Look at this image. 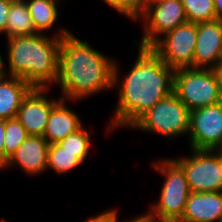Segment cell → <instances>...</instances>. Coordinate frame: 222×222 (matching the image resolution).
I'll use <instances>...</instances> for the list:
<instances>
[{"label":"cell","mask_w":222,"mask_h":222,"mask_svg":"<svg viewBox=\"0 0 222 222\" xmlns=\"http://www.w3.org/2000/svg\"><path fill=\"white\" fill-rule=\"evenodd\" d=\"M137 47L136 61L122 78L114 62L113 88L118 87L119 94L106 129L111 132L131 127L159 101L174 93L176 70L167 66L150 47Z\"/></svg>","instance_id":"6da1fadb"},{"label":"cell","mask_w":222,"mask_h":222,"mask_svg":"<svg viewBox=\"0 0 222 222\" xmlns=\"http://www.w3.org/2000/svg\"><path fill=\"white\" fill-rule=\"evenodd\" d=\"M114 59L80 40L72 32L63 36L59 50L58 78L62 99L79 101L112 90Z\"/></svg>","instance_id":"7a4b0ae2"},{"label":"cell","mask_w":222,"mask_h":222,"mask_svg":"<svg viewBox=\"0 0 222 222\" xmlns=\"http://www.w3.org/2000/svg\"><path fill=\"white\" fill-rule=\"evenodd\" d=\"M59 29L52 36L37 33L7 38L8 67L4 62L3 74L21 78L33 88H50L55 84L61 40L71 32L63 27Z\"/></svg>","instance_id":"3957f363"},{"label":"cell","mask_w":222,"mask_h":222,"mask_svg":"<svg viewBox=\"0 0 222 222\" xmlns=\"http://www.w3.org/2000/svg\"><path fill=\"white\" fill-rule=\"evenodd\" d=\"M174 93L190 111L220 103V75L216 69H176Z\"/></svg>","instance_id":"277c9868"},{"label":"cell","mask_w":222,"mask_h":222,"mask_svg":"<svg viewBox=\"0 0 222 222\" xmlns=\"http://www.w3.org/2000/svg\"><path fill=\"white\" fill-rule=\"evenodd\" d=\"M153 162L152 166L164 176L159 200L150 206V212L159 220L179 221L184 213L191 191L183 168L172 158Z\"/></svg>","instance_id":"5b68a950"},{"label":"cell","mask_w":222,"mask_h":222,"mask_svg":"<svg viewBox=\"0 0 222 222\" xmlns=\"http://www.w3.org/2000/svg\"><path fill=\"white\" fill-rule=\"evenodd\" d=\"M190 119L191 111L173 93L144 113L130 128L174 139L185 134L188 136Z\"/></svg>","instance_id":"8992f818"},{"label":"cell","mask_w":222,"mask_h":222,"mask_svg":"<svg viewBox=\"0 0 222 222\" xmlns=\"http://www.w3.org/2000/svg\"><path fill=\"white\" fill-rule=\"evenodd\" d=\"M191 156L173 158L184 170L191 192L222 191V153L193 150Z\"/></svg>","instance_id":"52a82bcc"},{"label":"cell","mask_w":222,"mask_h":222,"mask_svg":"<svg viewBox=\"0 0 222 222\" xmlns=\"http://www.w3.org/2000/svg\"><path fill=\"white\" fill-rule=\"evenodd\" d=\"M137 20L144 25L138 44L142 47H151L166 33L188 22L182 0H150Z\"/></svg>","instance_id":"ba28073f"},{"label":"cell","mask_w":222,"mask_h":222,"mask_svg":"<svg viewBox=\"0 0 222 222\" xmlns=\"http://www.w3.org/2000/svg\"><path fill=\"white\" fill-rule=\"evenodd\" d=\"M197 23L186 22L159 38L150 48L170 68H193Z\"/></svg>","instance_id":"9c48e42d"},{"label":"cell","mask_w":222,"mask_h":222,"mask_svg":"<svg viewBox=\"0 0 222 222\" xmlns=\"http://www.w3.org/2000/svg\"><path fill=\"white\" fill-rule=\"evenodd\" d=\"M190 150L219 151L222 147V102L191 111Z\"/></svg>","instance_id":"30bf717a"},{"label":"cell","mask_w":222,"mask_h":222,"mask_svg":"<svg viewBox=\"0 0 222 222\" xmlns=\"http://www.w3.org/2000/svg\"><path fill=\"white\" fill-rule=\"evenodd\" d=\"M50 88H33L23 99L16 119L22 124L28 135H44L52 107L59 101L47 98Z\"/></svg>","instance_id":"8fae6325"},{"label":"cell","mask_w":222,"mask_h":222,"mask_svg":"<svg viewBox=\"0 0 222 222\" xmlns=\"http://www.w3.org/2000/svg\"><path fill=\"white\" fill-rule=\"evenodd\" d=\"M222 62V21L197 23L193 68L218 69Z\"/></svg>","instance_id":"7c38bea8"},{"label":"cell","mask_w":222,"mask_h":222,"mask_svg":"<svg viewBox=\"0 0 222 222\" xmlns=\"http://www.w3.org/2000/svg\"><path fill=\"white\" fill-rule=\"evenodd\" d=\"M50 144L42 136L29 135L11 154L5 167H19L26 175L34 176L47 171L48 150Z\"/></svg>","instance_id":"4fadbf2b"},{"label":"cell","mask_w":222,"mask_h":222,"mask_svg":"<svg viewBox=\"0 0 222 222\" xmlns=\"http://www.w3.org/2000/svg\"><path fill=\"white\" fill-rule=\"evenodd\" d=\"M178 222H222V191L191 192Z\"/></svg>","instance_id":"5bb4252c"},{"label":"cell","mask_w":222,"mask_h":222,"mask_svg":"<svg viewBox=\"0 0 222 222\" xmlns=\"http://www.w3.org/2000/svg\"><path fill=\"white\" fill-rule=\"evenodd\" d=\"M58 99L59 101L51 109L43 135L50 145L59 143L84 125L80 116L66 105L67 100L61 97Z\"/></svg>","instance_id":"9a60e30c"},{"label":"cell","mask_w":222,"mask_h":222,"mask_svg":"<svg viewBox=\"0 0 222 222\" xmlns=\"http://www.w3.org/2000/svg\"><path fill=\"white\" fill-rule=\"evenodd\" d=\"M33 87L25 80L0 74V118H16L23 99Z\"/></svg>","instance_id":"2e32d148"},{"label":"cell","mask_w":222,"mask_h":222,"mask_svg":"<svg viewBox=\"0 0 222 222\" xmlns=\"http://www.w3.org/2000/svg\"><path fill=\"white\" fill-rule=\"evenodd\" d=\"M25 2L37 33L46 34L54 27L59 18L60 0H25Z\"/></svg>","instance_id":"e0dca14e"},{"label":"cell","mask_w":222,"mask_h":222,"mask_svg":"<svg viewBox=\"0 0 222 222\" xmlns=\"http://www.w3.org/2000/svg\"><path fill=\"white\" fill-rule=\"evenodd\" d=\"M37 34L25 0H11L5 27L6 38Z\"/></svg>","instance_id":"ac0fdd59"},{"label":"cell","mask_w":222,"mask_h":222,"mask_svg":"<svg viewBox=\"0 0 222 222\" xmlns=\"http://www.w3.org/2000/svg\"><path fill=\"white\" fill-rule=\"evenodd\" d=\"M89 152H70L65 150L59 143L49 146L47 169H53L56 174L67 173L84 163Z\"/></svg>","instance_id":"d6986e66"},{"label":"cell","mask_w":222,"mask_h":222,"mask_svg":"<svg viewBox=\"0 0 222 222\" xmlns=\"http://www.w3.org/2000/svg\"><path fill=\"white\" fill-rule=\"evenodd\" d=\"M188 22L213 21L216 18L214 0H182Z\"/></svg>","instance_id":"ffe728a7"},{"label":"cell","mask_w":222,"mask_h":222,"mask_svg":"<svg viewBox=\"0 0 222 222\" xmlns=\"http://www.w3.org/2000/svg\"><path fill=\"white\" fill-rule=\"evenodd\" d=\"M28 136L27 131L16 118L5 119V154L10 157Z\"/></svg>","instance_id":"44dd1931"},{"label":"cell","mask_w":222,"mask_h":222,"mask_svg":"<svg viewBox=\"0 0 222 222\" xmlns=\"http://www.w3.org/2000/svg\"><path fill=\"white\" fill-rule=\"evenodd\" d=\"M91 135L84 125L76 132L69 134L59 144L70 152H90Z\"/></svg>","instance_id":"7402d4cb"},{"label":"cell","mask_w":222,"mask_h":222,"mask_svg":"<svg viewBox=\"0 0 222 222\" xmlns=\"http://www.w3.org/2000/svg\"><path fill=\"white\" fill-rule=\"evenodd\" d=\"M150 0H112L108 5L120 15L130 20L137 19L144 13Z\"/></svg>","instance_id":"603a6c76"},{"label":"cell","mask_w":222,"mask_h":222,"mask_svg":"<svg viewBox=\"0 0 222 222\" xmlns=\"http://www.w3.org/2000/svg\"><path fill=\"white\" fill-rule=\"evenodd\" d=\"M118 211L116 210V209H112V222H119L118 220H120V219H118V213H117ZM159 221V219L155 216V215H153L150 211H146V213H144V214H140V216L139 215H137L136 217H133V218H131V219H129V221H124V222H158Z\"/></svg>","instance_id":"cb8c5ba5"},{"label":"cell","mask_w":222,"mask_h":222,"mask_svg":"<svg viewBox=\"0 0 222 222\" xmlns=\"http://www.w3.org/2000/svg\"><path fill=\"white\" fill-rule=\"evenodd\" d=\"M11 0H0V34H5Z\"/></svg>","instance_id":"d4e9b609"},{"label":"cell","mask_w":222,"mask_h":222,"mask_svg":"<svg viewBox=\"0 0 222 222\" xmlns=\"http://www.w3.org/2000/svg\"><path fill=\"white\" fill-rule=\"evenodd\" d=\"M5 119L0 118V171L5 167L8 156L4 152Z\"/></svg>","instance_id":"484cf974"},{"label":"cell","mask_w":222,"mask_h":222,"mask_svg":"<svg viewBox=\"0 0 222 222\" xmlns=\"http://www.w3.org/2000/svg\"><path fill=\"white\" fill-rule=\"evenodd\" d=\"M83 222H112V209L102 211L93 217L90 216Z\"/></svg>","instance_id":"4316f807"},{"label":"cell","mask_w":222,"mask_h":222,"mask_svg":"<svg viewBox=\"0 0 222 222\" xmlns=\"http://www.w3.org/2000/svg\"><path fill=\"white\" fill-rule=\"evenodd\" d=\"M216 18L222 21V0H214Z\"/></svg>","instance_id":"83f0119b"},{"label":"cell","mask_w":222,"mask_h":222,"mask_svg":"<svg viewBox=\"0 0 222 222\" xmlns=\"http://www.w3.org/2000/svg\"><path fill=\"white\" fill-rule=\"evenodd\" d=\"M3 68H4V60L0 52V74L3 73Z\"/></svg>","instance_id":"f1b7e54d"},{"label":"cell","mask_w":222,"mask_h":222,"mask_svg":"<svg viewBox=\"0 0 222 222\" xmlns=\"http://www.w3.org/2000/svg\"><path fill=\"white\" fill-rule=\"evenodd\" d=\"M217 71L220 75L221 87H222V62L219 64V67H218Z\"/></svg>","instance_id":"f546056e"},{"label":"cell","mask_w":222,"mask_h":222,"mask_svg":"<svg viewBox=\"0 0 222 222\" xmlns=\"http://www.w3.org/2000/svg\"><path fill=\"white\" fill-rule=\"evenodd\" d=\"M158 222H177V221L159 220Z\"/></svg>","instance_id":"4dcf8cb0"},{"label":"cell","mask_w":222,"mask_h":222,"mask_svg":"<svg viewBox=\"0 0 222 222\" xmlns=\"http://www.w3.org/2000/svg\"><path fill=\"white\" fill-rule=\"evenodd\" d=\"M106 4H109L112 0H103Z\"/></svg>","instance_id":"1f68e13d"},{"label":"cell","mask_w":222,"mask_h":222,"mask_svg":"<svg viewBox=\"0 0 222 222\" xmlns=\"http://www.w3.org/2000/svg\"><path fill=\"white\" fill-rule=\"evenodd\" d=\"M3 220H0V222H7L6 220H4V217L2 218Z\"/></svg>","instance_id":"d6a6232c"}]
</instances>
